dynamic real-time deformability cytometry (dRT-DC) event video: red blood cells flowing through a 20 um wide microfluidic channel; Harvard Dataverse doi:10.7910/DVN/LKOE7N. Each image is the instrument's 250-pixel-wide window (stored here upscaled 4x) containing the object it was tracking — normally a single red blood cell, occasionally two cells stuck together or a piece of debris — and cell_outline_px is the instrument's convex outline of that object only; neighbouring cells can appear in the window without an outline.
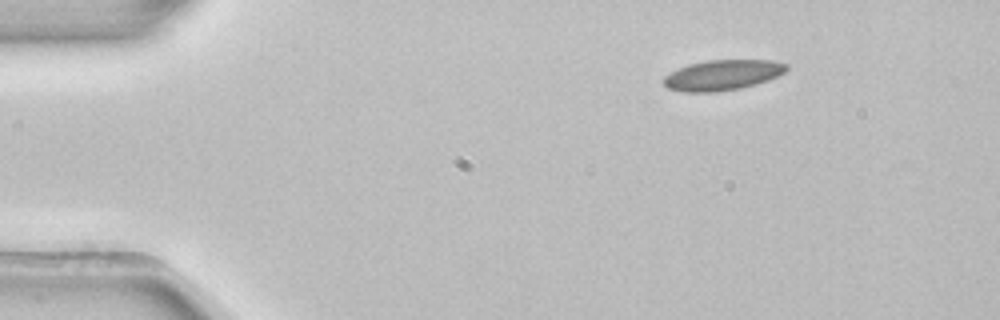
{"species": "common noctule bat (a hibernating species)", "species_latin": "Nyctalus noctula", "temperature_condition": "room temperature", "stored_images_in_passage": 3, "camera_frame_rate_fps": 3000, "um_per_image_px": 0.085, "animal": {"sex": "female", "body_mass_g": 22.7, "forearm_length_mm": 54.2}, "frame": {"image": 1, "passage_image": 1, "time_ms": 0.0, "image_size_px": [1000, 320], "cell_outline_px": [[788, 68], [784, 72], [768, 80], [756, 84], [740, 88], [716, 92], [684, 92], [668, 88], [664, 84], [664, 76], [688, 64], [708, 60], [772, 60], [788, 64]], "centroid_in_image_um": [61.43, 6.38], "position_along_channel_um": 23.6, "area_um2": 21.62}}
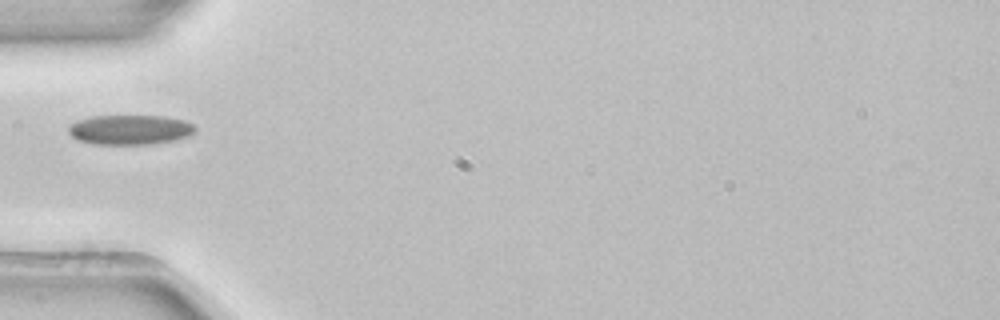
{"frame": {"image": 2, "passage_image": 3, "time_ms": 0.667, "image_size_px": [1000, 320], "cell_outline_px": [[196, 132], [188, 136], [172, 140], [152, 144], [92, 144], [76, 140], [68, 132], [68, 128], [76, 120], [92, 116], [164, 116], [184, 120], [192, 124], [196, 128]], "centroid_in_image_um": [11.03, 11.03], "position_along_channel_um": 74.0, "area_um2": 22.02}}